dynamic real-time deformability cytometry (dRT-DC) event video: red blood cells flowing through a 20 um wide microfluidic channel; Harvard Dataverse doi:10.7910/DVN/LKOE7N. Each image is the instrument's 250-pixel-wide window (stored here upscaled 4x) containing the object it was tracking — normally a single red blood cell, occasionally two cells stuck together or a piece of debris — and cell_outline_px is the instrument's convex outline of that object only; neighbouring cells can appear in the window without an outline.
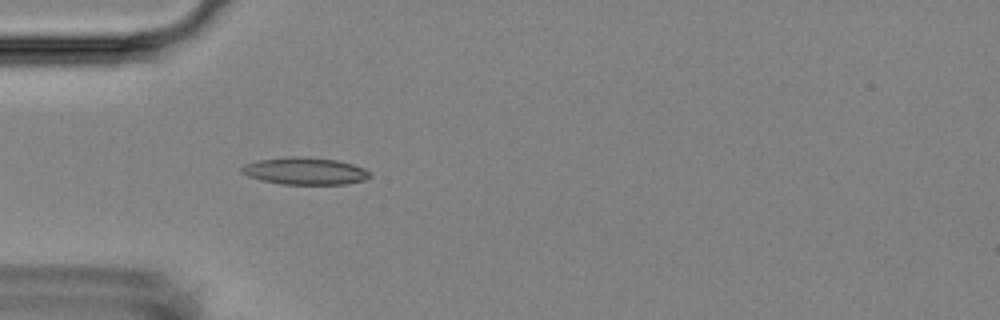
{"species": "Egyptian fruit bat (a non-hibernating species)", "species_latin": "Rousettus aegyptiacus", "temperature_condition": "room temperature", "stored_images_in_passage": 3, "camera_frame_rate_fps": 3000, "um_per_image_px": 0.085, "animal": {"sex": "female"}, "frame": {"image": 1, "passage_image": 3, "time_ms": 2.333, "image_size_px": [1000, 320], "cell_outline_px": [[372, 176], [364, 180], [344, 184], [280, 184], [260, 180], [248, 176], [240, 172], [240, 168], [244, 164], [256, 160], [288, 156], [304, 156], [336, 160], [352, 164], [364, 168], [372, 172]], "centroid_in_image_um": [25.9, 14.53], "position_along_channel_um": 59.1, "area_um2": 20.58}}